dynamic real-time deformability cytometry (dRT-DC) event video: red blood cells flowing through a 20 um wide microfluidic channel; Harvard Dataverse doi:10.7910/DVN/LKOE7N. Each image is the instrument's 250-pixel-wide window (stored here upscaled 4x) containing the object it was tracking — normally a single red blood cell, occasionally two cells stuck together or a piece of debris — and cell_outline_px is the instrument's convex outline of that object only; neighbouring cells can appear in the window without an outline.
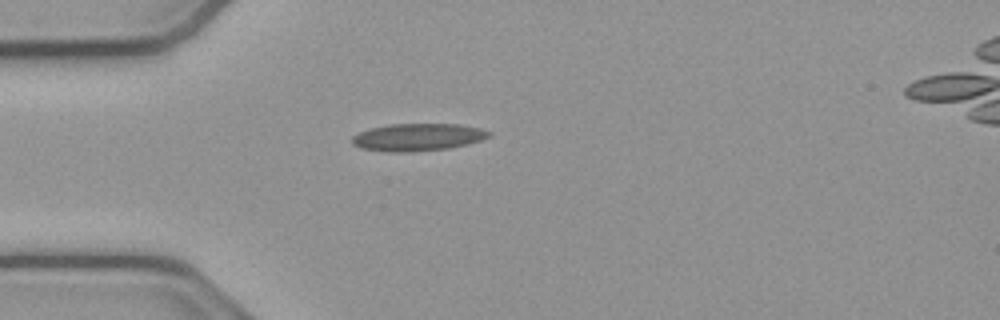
{"species": "common noctule bat (a hibernating species)", "species_latin": "Nyctalus noctula", "temperature_condition": "cold", "stored_images_in_passage": 40, "camera_frame_rate_fps": 3000, "um_per_image_px": 0.085, "animal": {"sex": "male", "body_mass_g": 23.1, "forearm_length_mm": 52.7}, "frame": {"image": 1, "passage_image": 1, "time_ms": 0.0, "image_size_px": [1000, 320], "cell_outline_px": [[492, 136], [468, 144], [448, 148], [404, 152], [392, 152], [360, 148], [352, 144], [352, 136], [360, 132], [372, 128], [388, 124], [460, 124], [480, 128], [492, 132]], "centroid_in_image_um": [35.53, 11.65], "position_along_channel_um": 49.5, "area_um2": 21.79}}
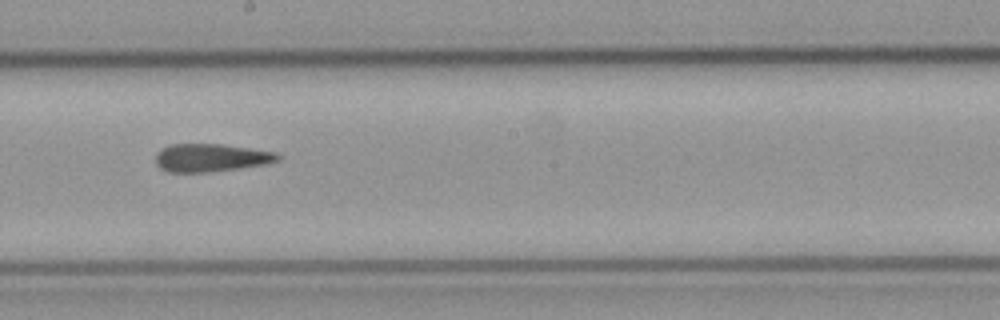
{"frame": {"image": 2, "passage_image": 16, "time_ms": 5.0, "image_size_px": [1000, 320], "cell_outline_px": [[280, 160], [264, 164], [240, 168], [204, 172], [168, 172], [160, 168], [156, 164], [156, 156], [164, 148], [172, 144], [220, 144], [276, 152], [280, 156]], "centroid_in_image_um": [17.94, 13.41], "position_along_channel_um": 230.3, "area_um2": 19.59}}
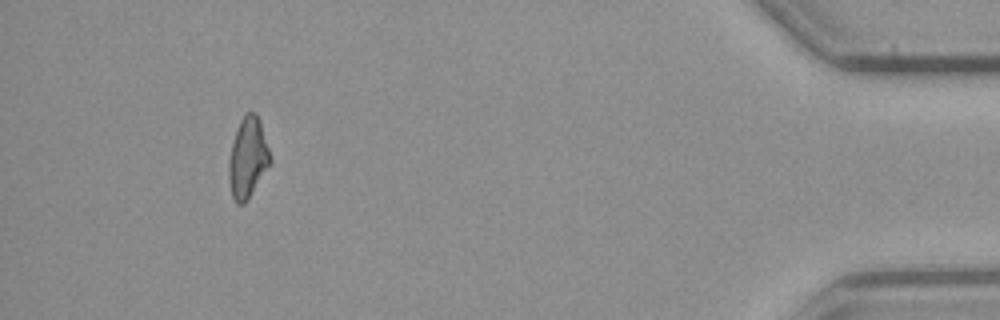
{"frame": {"image": 3, "passage_image": 36, "time_ms": 11.667, "image_size_px": [1000, 320], "cell_outline_px": [[272, 164], [244, 204], [236, 204], [232, 196], [228, 180], [228, 164], [232, 144], [240, 120], [248, 112], [256, 112], [260, 120], [272, 160]], "centroid_in_image_um": [21.08, 13.44], "position_along_channel_um": 414.1, "area_um2": 19.48}, "authors_computed_cell_mechanics": {"area_um2": 20.0277, "velocity_mm_per_s": 3.8093, "shape_relaxation_time_tau1_ms": null, "shape_relaxation_time_tau2_ms": 5.9037, "deformation_change_tau1": null, "deformation_change_tau2": 0.1839}}